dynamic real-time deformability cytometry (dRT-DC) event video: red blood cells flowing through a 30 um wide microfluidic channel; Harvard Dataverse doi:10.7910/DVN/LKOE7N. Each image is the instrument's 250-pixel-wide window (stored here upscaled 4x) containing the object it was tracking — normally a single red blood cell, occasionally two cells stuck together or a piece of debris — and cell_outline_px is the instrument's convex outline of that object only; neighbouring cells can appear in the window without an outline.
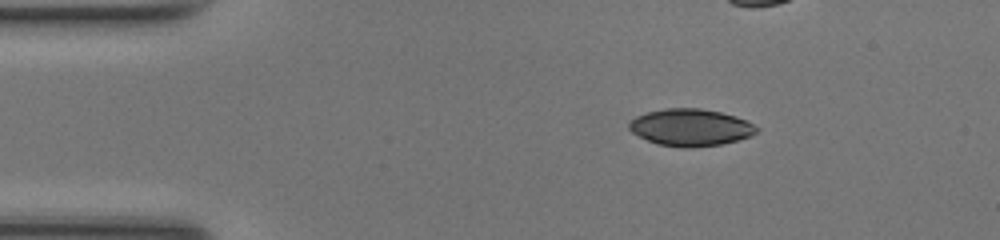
{"species": "common noctule bat (a hibernating species)", "species_latin": "Nyctalus noctula", "temperature_condition": "room temperature", "stored_images_in_passage": 41, "camera_frame_rate_fps": 3000, "um_per_image_px": 0.085, "animal": {"sex": "female", "body_mass_g": 17.0, "forearm_length_mm": 48.0}, "frame": {"image": 1, "passage_image": 1, "time_ms": 0.0, "image_size_px": [1000, 240], "cell_outline_px": [[760, 128], [756, 132], [748, 136], [736, 140], [720, 144], [688, 148], [684, 148], [656, 144], [632, 132], [628, 128], [628, 124], [636, 116], [648, 112], [664, 108], [700, 108], [720, 112], [736, 116]], "centroid_in_image_um": [58.67, 10.83], "position_along_channel_um": 26.3, "area_um2": 27.28}}
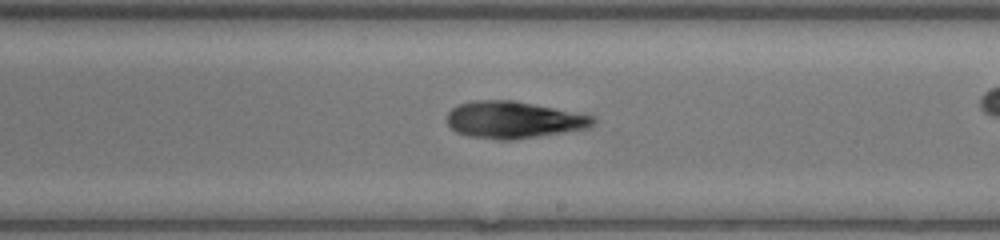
{"frame": {"image": 2, "passage_image": 21, "time_ms": 6.667, "image_size_px": [1000, 240], "cell_outline_px": [[596, 124], [588, 128], [564, 132], [508, 140], [500, 140], [468, 136], [456, 132], [448, 124], [448, 112], [452, 108], [460, 104], [472, 100], [512, 100], [596, 116]], "centroid_in_image_um": [43.67, 10.18], "position_along_channel_um": 245.3, "area_um2": 31.27}}
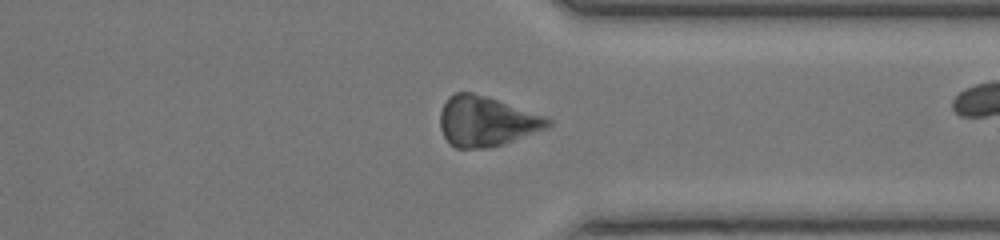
{"frame": {"image": 3, "passage_image": 30, "time_ms": 9.667, "image_size_px": [1000, 240], "cell_outline_px": [[552, 124], [544, 128], [504, 144], [488, 148], [456, 148], [448, 144], [440, 128], [440, 112], [448, 96], [456, 92], [472, 92], [488, 96], [544, 116], [552, 120]], "centroid_in_image_um": [41.29, 10.31], "position_along_channel_um": 370.1, "area_um2": 31.33}}